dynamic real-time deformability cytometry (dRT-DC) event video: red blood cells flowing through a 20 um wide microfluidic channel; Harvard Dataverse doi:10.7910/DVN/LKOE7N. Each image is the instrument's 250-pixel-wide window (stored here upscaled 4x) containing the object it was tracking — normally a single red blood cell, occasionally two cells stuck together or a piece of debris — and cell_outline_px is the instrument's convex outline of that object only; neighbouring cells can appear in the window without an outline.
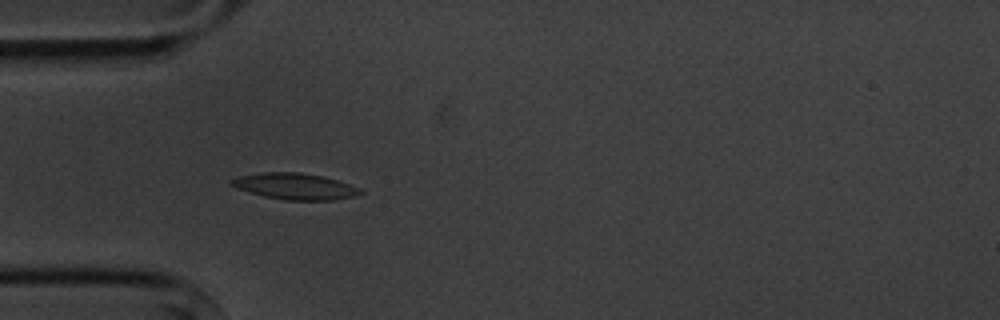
{"species": "common noctule bat (a hibernating species)", "species_latin": "Nyctalus noctula", "temperature_condition": "cold", "stored_images_in_passage": 6, "camera_frame_rate_fps": 3000, "um_per_image_px": 0.085, "animal": {"sex": "male", "body_mass_g": 20.1, "forearm_length_mm": 53.5}, "frame": {"image": 1, "passage_image": 5, "time_ms": 4.667, "image_size_px": [1000, 320], "cell_outline_px": [[364, 192], [352, 196], [332, 200], [284, 200], [264, 196], [248, 192], [236, 188], [228, 184], [228, 180], [236, 176], [264, 172], [300, 172], [324, 176], [360, 188]], "centroid_in_image_um": [24.99, 15.83], "position_along_channel_um": 60.0, "area_um2": 19.83}}
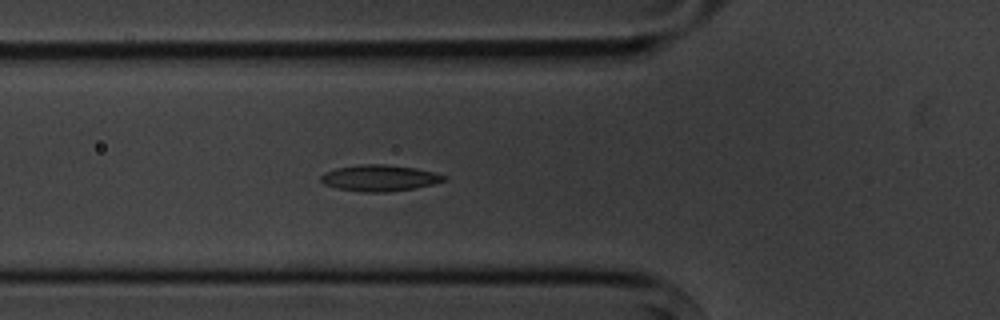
{"frame": {"image": 2, "passage_image": 6, "time_ms": 5.667, "image_size_px": [1000, 320], "cell_outline_px": [[448, 180], [416, 188], [388, 192], [364, 192], [336, 188], [324, 184], [320, 180], [320, 176], [324, 172], [336, 168], [360, 164], [384, 164], [416, 168], [436, 172], [448, 176]], "centroid_in_image_um": [32.29, 15.13], "position_along_channel_um": 93.5, "area_um2": 19.07}}